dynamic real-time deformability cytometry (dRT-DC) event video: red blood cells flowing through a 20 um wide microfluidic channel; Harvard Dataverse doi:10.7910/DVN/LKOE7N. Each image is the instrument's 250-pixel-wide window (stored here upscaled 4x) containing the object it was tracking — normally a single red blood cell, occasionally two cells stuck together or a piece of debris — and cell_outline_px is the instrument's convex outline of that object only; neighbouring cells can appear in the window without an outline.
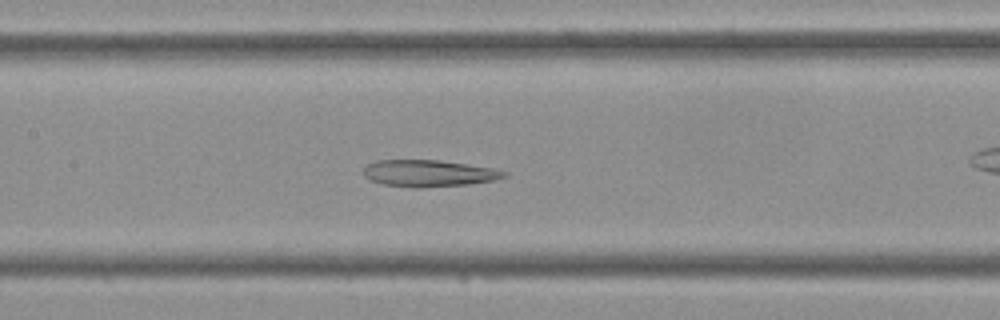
{"species": "Egyptian fruit bat (a non-hibernating species)", "species_latin": "Rousettus aegyptiacus", "temperature_condition": "cold", "stored_images_in_passage": 44, "camera_frame_rate_fps": 3000, "um_per_image_px": 0.085, "frame": {"image": 1, "passage_image": 19, "time_ms": 6.0, "image_size_px": [1000, 320], "cell_outline_px": [[508, 176], [496, 180], [468, 184], [420, 188], [416, 188], [384, 184], [368, 180], [364, 176], [364, 168], [368, 164], [376, 160], [440, 160], [492, 168], [508, 172]], "centroid_in_image_um": [36.45, 14.73], "position_along_channel_um": 171.0, "area_um2": 21.96}}
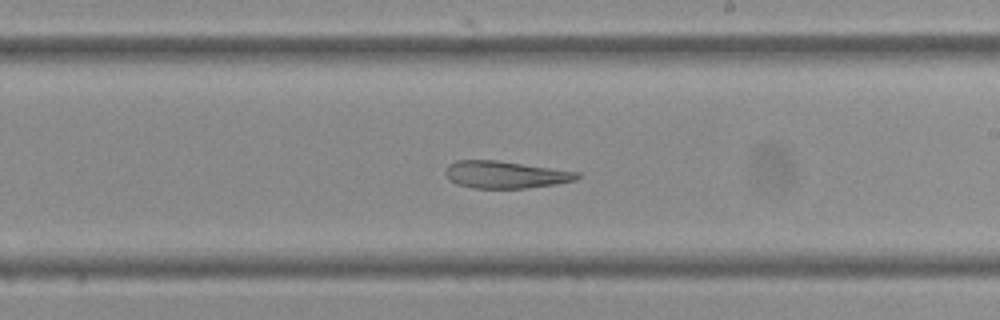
{"frame": {"image": 2, "passage_image": 24, "time_ms": 7.667, "image_size_px": [1000, 320], "cell_outline_px": [[580, 176], [576, 180], [556, 184], [524, 188], [472, 188], [456, 184], [448, 180], [444, 172], [448, 164], [456, 160], [496, 160], [580, 172]], "centroid_in_image_um": [42.91, 14.84], "position_along_channel_um": 246.1, "area_um2": 20.98}}
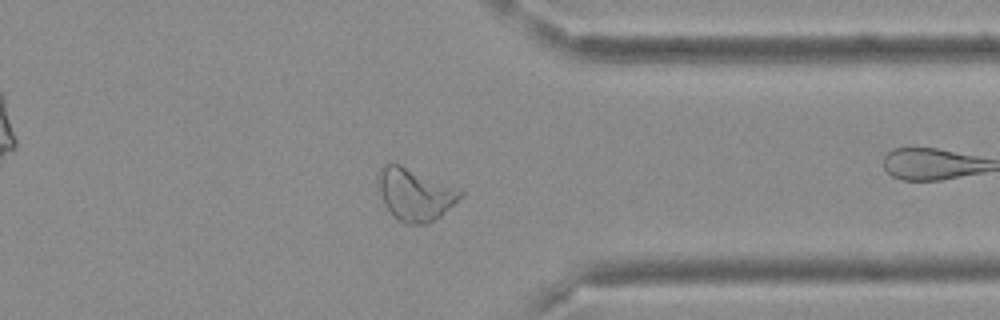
{"frame": {"image": 3, "passage_image": 33, "time_ms": 10.667, "image_size_px": [1000, 320], "cell_outline_px": [[464, 196], [440, 216], [428, 224], [408, 224], [400, 220], [384, 204], [380, 192], [380, 168], [384, 164], [400, 164], [460, 188], [464, 192]], "centroid_in_image_um": [35.35, 16.52], "position_along_channel_um": 376.0, "area_um2": 24.68}}